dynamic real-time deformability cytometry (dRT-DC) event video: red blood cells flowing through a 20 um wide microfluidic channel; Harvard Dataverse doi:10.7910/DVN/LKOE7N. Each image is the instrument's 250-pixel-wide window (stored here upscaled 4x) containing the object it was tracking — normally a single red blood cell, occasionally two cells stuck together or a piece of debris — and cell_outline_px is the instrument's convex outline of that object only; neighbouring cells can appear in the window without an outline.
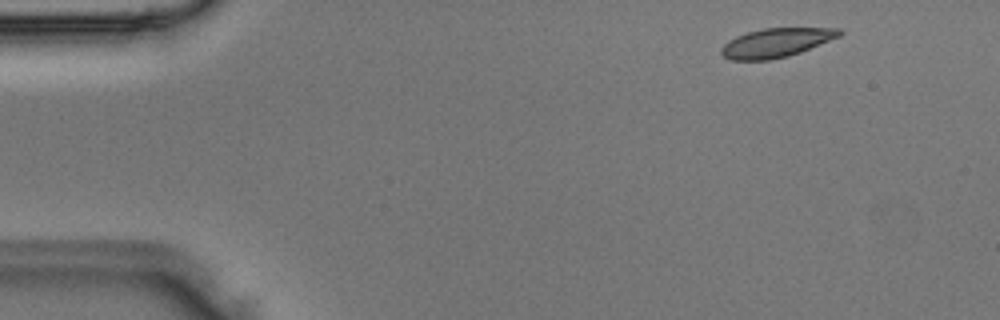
{"species": "Egyptian fruit bat (a non-hibernating species)", "species_latin": "Rousettus aegyptiacus", "temperature_condition": "room temperature", "stored_images_in_passage": 3, "camera_frame_rate_fps": 3000, "um_per_image_px": 0.085, "animal": {"sex": "male"}, "frame": {"image": 1, "passage_image": 1, "time_ms": 0.0, "image_size_px": [1000, 320], "cell_outline_px": [[844, 32], [840, 36], [800, 52], [788, 56], [768, 60], [732, 60], [724, 56], [720, 52], [720, 48], [728, 40], [736, 36], [748, 32], [764, 28], [840, 28]], "centroid_in_image_um": [65.96, 3.63], "position_along_channel_um": 19.0, "area_um2": 19.88}}